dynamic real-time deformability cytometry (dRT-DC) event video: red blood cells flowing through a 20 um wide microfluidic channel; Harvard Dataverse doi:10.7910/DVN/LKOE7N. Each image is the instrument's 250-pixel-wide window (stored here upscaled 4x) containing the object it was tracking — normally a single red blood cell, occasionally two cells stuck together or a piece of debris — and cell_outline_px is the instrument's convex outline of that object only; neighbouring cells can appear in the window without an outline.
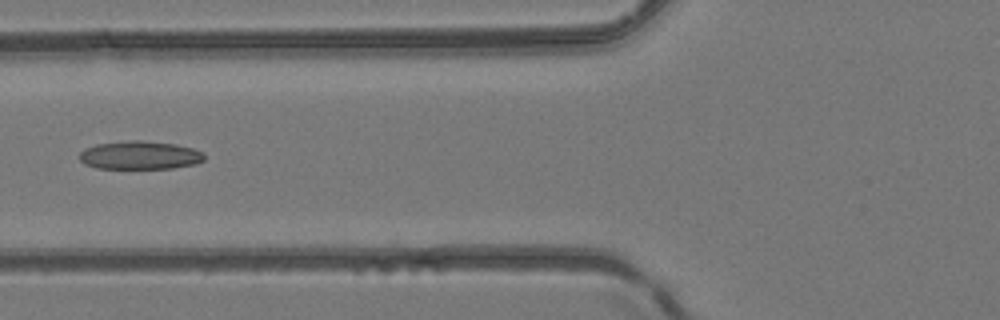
{"species": "common noctule bat (a hibernating species)", "species_latin": "Nyctalus noctula", "temperature_condition": "room temperature", "stored_images_in_passage": 5, "camera_frame_rate_fps": 3000, "um_per_image_px": 0.085, "animal": {"sex": "female", "body_mass_g": 24.6, "forearm_length_mm": 56.2}, "frame": {"image": 1, "passage_image": 5, "time_ms": 4.667, "image_size_px": [1000, 320], "cell_outline_px": [[204, 160], [196, 164], [172, 168], [96, 168], [84, 164], [80, 160], [80, 152], [84, 148], [96, 144], [132, 140], [140, 140], [176, 144], [192, 148], [204, 152]], "centroid_in_image_um": [11.89, 13.19], "position_along_channel_um": 113.9, "area_um2": 20.63}}